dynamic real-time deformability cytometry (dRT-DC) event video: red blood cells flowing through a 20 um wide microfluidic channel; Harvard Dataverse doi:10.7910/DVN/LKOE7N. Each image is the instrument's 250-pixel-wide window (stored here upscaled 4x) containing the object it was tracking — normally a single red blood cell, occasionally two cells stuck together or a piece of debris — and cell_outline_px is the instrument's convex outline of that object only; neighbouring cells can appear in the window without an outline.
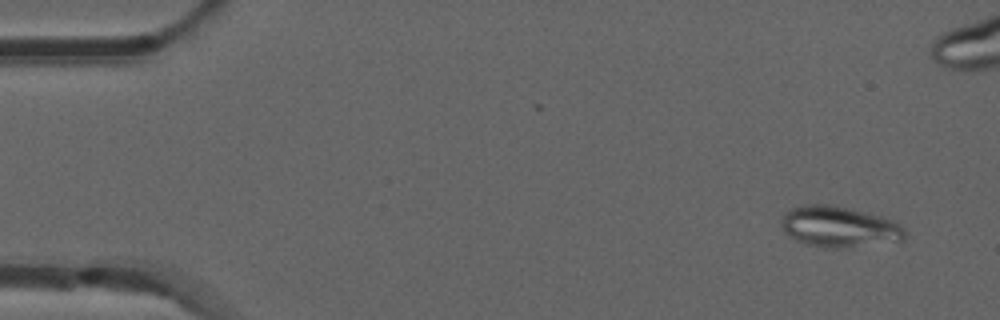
{"species": "common noctule bat (a hibernating species)", "species_latin": "Nyctalus noctula", "temperature_condition": "room temperature", "stored_images_in_passage": 54, "camera_frame_rate_fps": 3000, "um_per_image_px": 0.085, "animal": {"sex": "male", "forearm_length_mm": 52.5}, "frame": {"image": 1, "passage_image": 4, "time_ms": 1.0, "image_size_px": [1000, 320], "cell_outline_px": [[908, 232], [900, 240], [836, 248], [832, 248], [808, 244], [796, 240], [788, 236], [784, 232], [780, 220], [784, 212], [792, 208], [804, 204], [828, 204], [880, 216], [892, 220], [900, 224]], "centroid_in_image_um": [71.26, 19.25], "position_along_channel_um": 13.7, "area_um2": 28.9}}
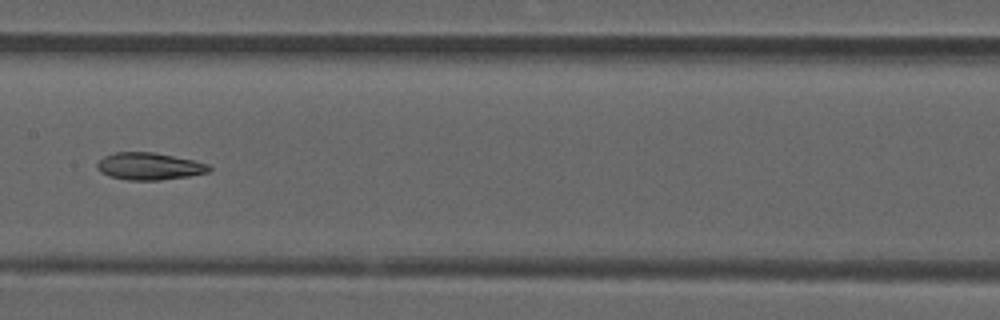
{"frame": {"image": 2, "passage_image": 27, "time_ms": 8.667, "image_size_px": [1000, 320], "cell_outline_px": [[212, 168], [208, 172], [188, 176], [160, 180], [128, 180], [108, 176], [100, 172], [96, 168], [96, 164], [104, 156], [116, 152], [152, 152], [192, 160], [208, 164]], "centroid_in_image_um": [12.65, 14.14], "position_along_channel_um": 194.8, "area_um2": 17.63}}
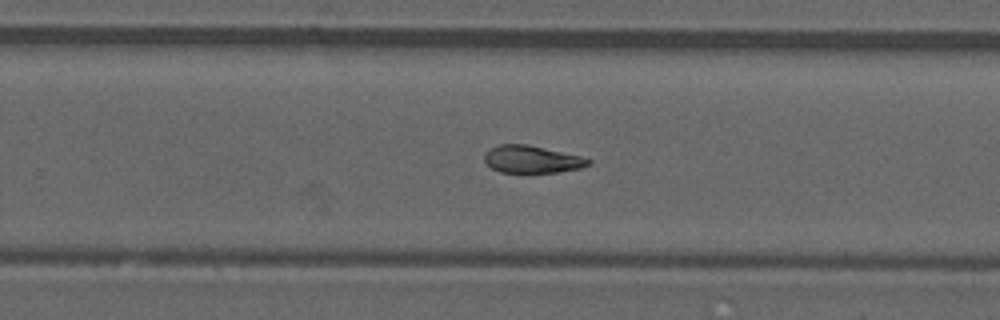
{"frame": {"image": 3, "passage_image": 34, "time_ms": 11.0, "image_size_px": [1000, 320], "cell_outline_px": [[592, 164], [580, 168], [556, 172], [528, 176], [524, 176], [500, 172], [492, 168], [484, 160], [484, 156], [492, 148], [500, 144], [524, 144], [580, 156], [592, 160]], "centroid_in_image_um": [45.21, 13.61], "position_along_channel_um": 284.6, "area_um2": 17.05}, "authors_computed_cell_mechanics": {"area_um2": 18.1492, "velocity_mm_per_s": 3.8645, "shape_relaxation_time_tau1_ms": null, "shape_relaxation_time_tau2_ms": 4.368, "deformation_change_tau1": null, "deformation_change_tau2": 0.0928}}